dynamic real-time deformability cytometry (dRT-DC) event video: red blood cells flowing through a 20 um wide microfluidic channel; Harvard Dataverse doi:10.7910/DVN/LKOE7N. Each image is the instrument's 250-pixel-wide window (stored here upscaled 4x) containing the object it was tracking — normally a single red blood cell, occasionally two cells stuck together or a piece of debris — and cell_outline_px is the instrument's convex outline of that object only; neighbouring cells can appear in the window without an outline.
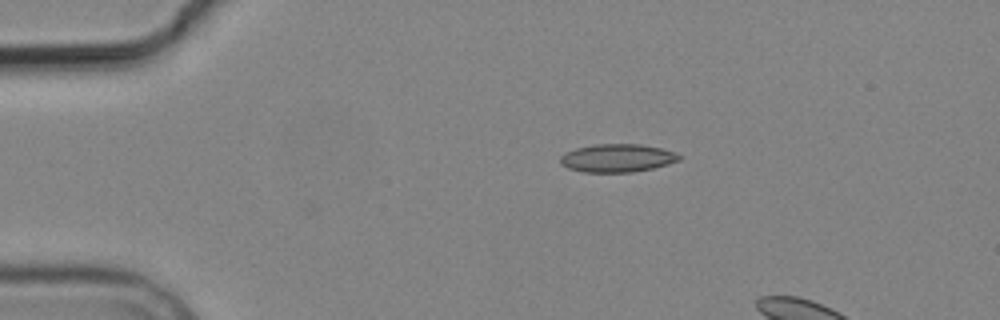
{"species": "common noctule bat (a hibernating species)", "species_latin": "Nyctalus noctula", "temperature_condition": "cold", "stored_images_in_passage": 3, "camera_frame_rate_fps": 3000, "um_per_image_px": 0.085, "animal": {"sex": "male", "body_mass_g": 19.2, "forearm_length_mm": 51.8}, "frame": {"image": 1, "passage_image": 1, "time_ms": 0.0, "image_size_px": [1000, 320], "cell_outline_px": [[680, 160], [668, 164], [652, 168], [632, 172], [584, 172], [568, 168], [560, 164], [560, 156], [564, 152], [576, 148], [596, 144], [640, 144], [660, 148], [676, 152], [680, 156]], "centroid_in_image_um": [52.44, 13.43], "position_along_channel_um": 32.6, "area_um2": 19.48}}